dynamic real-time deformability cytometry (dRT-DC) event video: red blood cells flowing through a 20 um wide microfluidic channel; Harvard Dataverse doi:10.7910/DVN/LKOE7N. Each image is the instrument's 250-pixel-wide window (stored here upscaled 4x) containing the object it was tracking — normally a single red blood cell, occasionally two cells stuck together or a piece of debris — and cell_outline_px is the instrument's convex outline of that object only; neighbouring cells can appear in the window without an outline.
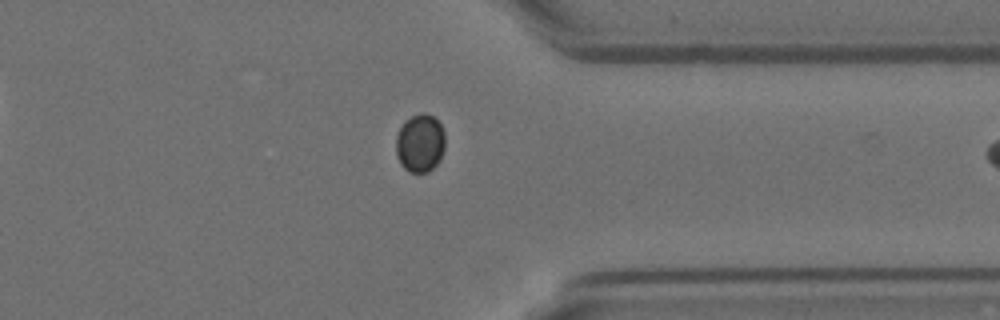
{"species": "Egyptian fruit bat (a non-hibernating species)", "species_latin": "Rousettus aegyptiacus", "temperature_condition": "room temperature", "stored_images_in_passage": 11, "segment_of_instrument_passage": [2, 2], "camera_frame_rate_fps": 3000, "um_per_image_px": 0.085, "animal": {"sex": "female"}, "frame": {"image": 1, "passage_image": 11, "time_ms": 3.333, "image_size_px": [1000, 320], "cell_outline_px": [[444, 148], [440, 160], [428, 172], [408, 172], [400, 164], [396, 156], [396, 136], [404, 120], [420, 112], [424, 112], [432, 116], [440, 124], [444, 132]], "centroid_in_image_um": [35.68, 12.17], "position_along_channel_um": 375.7, "area_um2": 16.76}}